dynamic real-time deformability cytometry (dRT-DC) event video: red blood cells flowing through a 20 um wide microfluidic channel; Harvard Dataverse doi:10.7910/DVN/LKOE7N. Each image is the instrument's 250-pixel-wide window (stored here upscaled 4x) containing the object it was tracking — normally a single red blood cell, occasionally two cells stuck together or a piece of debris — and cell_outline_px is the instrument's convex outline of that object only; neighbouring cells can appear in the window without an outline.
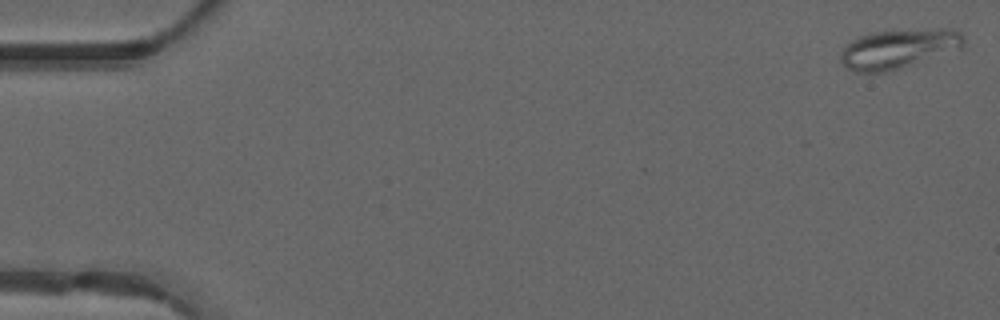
{"species": "common noctule bat (a hibernating species)", "species_latin": "Nyctalus noctula", "temperature_condition": "warm", "stored_images_in_passage": 49, "camera_frame_rate_fps": 3000, "um_per_image_px": 0.085, "animal": {"sex": "male", "forearm_length_mm": 52.5}, "frame": {"image": 1, "passage_image": 1, "time_ms": 0.0, "image_size_px": [1000, 320], "cell_outline_px": [[964, 44], [960, 48], [884, 72], [856, 72], [844, 68], [840, 60], [840, 52], [844, 44], [860, 36], [872, 32], [936, 28], [944, 28], [960, 32], [964, 36]], "centroid_in_image_um": [76.28, 4.13], "position_along_channel_um": 8.7, "area_um2": 27.86}}
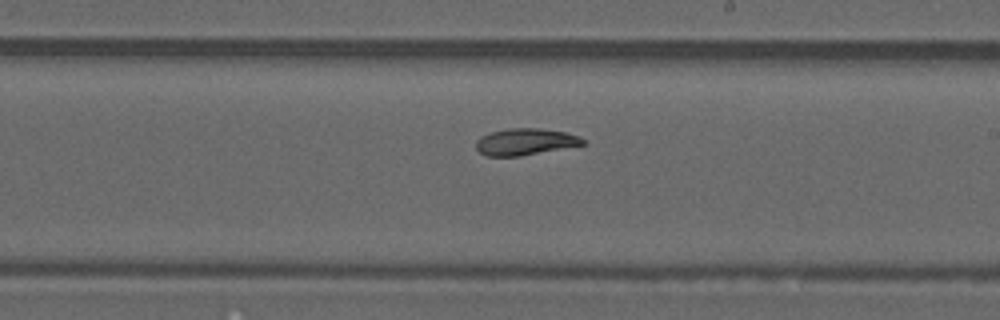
{"frame": {"image": 2, "passage_image": 29, "time_ms": 9.333, "image_size_px": [1000, 320], "cell_outline_px": [[588, 144], [520, 156], [484, 156], [476, 148], [476, 140], [480, 136], [492, 132], [512, 128], [540, 128], [564, 132], [588, 140]], "centroid_in_image_um": [44.67, 12.06], "position_along_channel_um": 244.3, "area_um2": 16.65}}
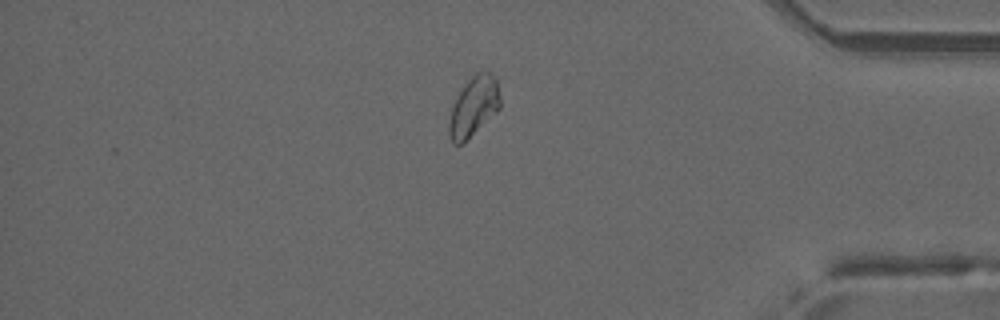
{"frame": {"image": 3, "passage_image": 42, "time_ms": 13.667, "image_size_px": [1000, 320], "cell_outline_px": [[500, 108], [464, 144], [452, 144], [448, 132], [448, 124], [452, 108], [460, 92], [468, 80], [476, 72], [492, 72], [496, 76], [500, 100]], "centroid_in_image_um": [40.27, 9.08], "position_along_channel_um": 394.9, "area_um2": 17.74}}